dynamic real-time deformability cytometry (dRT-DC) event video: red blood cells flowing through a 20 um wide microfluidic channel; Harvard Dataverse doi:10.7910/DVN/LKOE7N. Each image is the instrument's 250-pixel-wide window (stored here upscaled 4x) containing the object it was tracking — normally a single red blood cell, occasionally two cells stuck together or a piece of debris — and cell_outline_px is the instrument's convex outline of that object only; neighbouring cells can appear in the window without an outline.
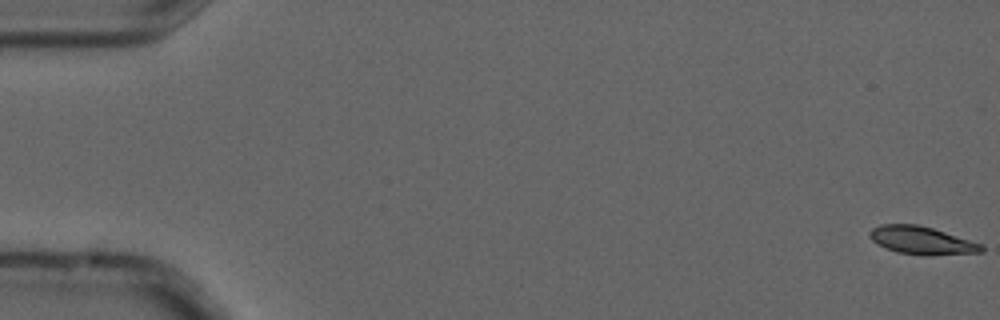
{"species": "common noctule bat (a hibernating species)", "species_latin": "Nyctalus noctula", "temperature_condition": "cold", "stored_images_in_passage": 5, "camera_frame_rate_fps": 3000, "um_per_image_px": 0.085, "animal": {"sex": "male", "forearm_length_mm": 52.5}, "frame": {"image": 1, "passage_image": 1, "time_ms": 0.0, "image_size_px": [1000, 320], "cell_outline_px": [[984, 252], [932, 256], [924, 256], [896, 252], [876, 244], [868, 236], [868, 232], [872, 228], [880, 224], [916, 224], [932, 228], [984, 244]], "centroid_in_image_um": [78.35, 20.45], "position_along_channel_um": 6.6, "area_um2": 18.55}}
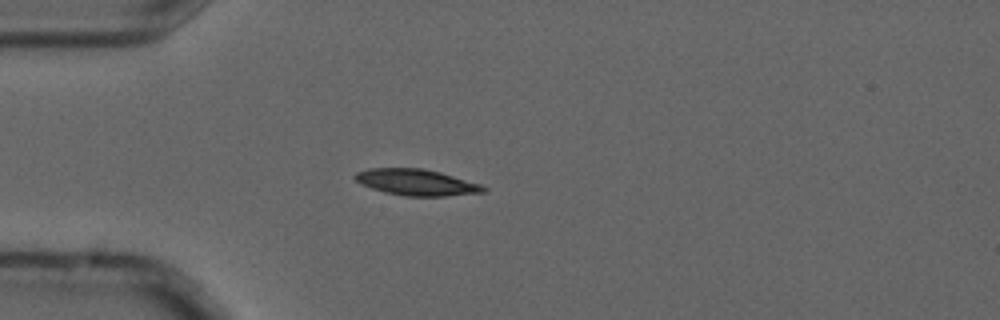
{"frame": {"image": 2, "passage_image": 4, "time_ms": 1.0, "image_size_px": [1000, 320], "cell_outline_px": [[488, 188], [484, 192], [444, 196], [404, 196], [384, 192], [360, 184], [352, 176], [356, 172], [368, 168], [424, 168], [440, 172], [480, 184]], "centroid_in_image_um": [35.36, 15.49], "position_along_channel_um": 49.6, "area_um2": 19.65}}